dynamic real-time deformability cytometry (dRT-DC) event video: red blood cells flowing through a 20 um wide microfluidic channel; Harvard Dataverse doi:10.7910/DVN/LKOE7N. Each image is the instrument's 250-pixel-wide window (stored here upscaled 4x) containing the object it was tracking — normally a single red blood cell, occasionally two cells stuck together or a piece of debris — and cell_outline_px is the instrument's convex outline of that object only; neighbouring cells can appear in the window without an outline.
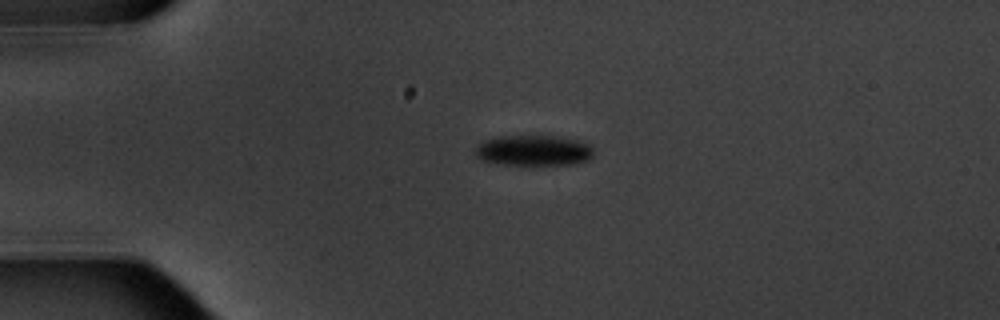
{"species": "common noctule bat (a hibernating species)", "species_latin": "Nyctalus noctula", "temperature_condition": "warm", "stored_images_in_passage": 3, "camera_frame_rate_fps": 3000, "um_per_image_px": 0.085, "animal": {"sex": "male", "body_mass_g": 20.1, "forearm_length_mm": 53.5}, "frame": {"image": 1, "passage_image": 2, "time_ms": 1.333, "image_size_px": [1000, 320], "cell_outline_px": [[592, 156], [588, 160], [572, 164], [500, 164], [480, 160], [476, 156], [476, 148], [484, 140], [500, 136], [556, 136], [580, 140], [588, 144], [592, 148]], "centroid_in_image_um": [45.35, 12.78], "position_along_channel_um": 39.6, "area_um2": 20.92}}